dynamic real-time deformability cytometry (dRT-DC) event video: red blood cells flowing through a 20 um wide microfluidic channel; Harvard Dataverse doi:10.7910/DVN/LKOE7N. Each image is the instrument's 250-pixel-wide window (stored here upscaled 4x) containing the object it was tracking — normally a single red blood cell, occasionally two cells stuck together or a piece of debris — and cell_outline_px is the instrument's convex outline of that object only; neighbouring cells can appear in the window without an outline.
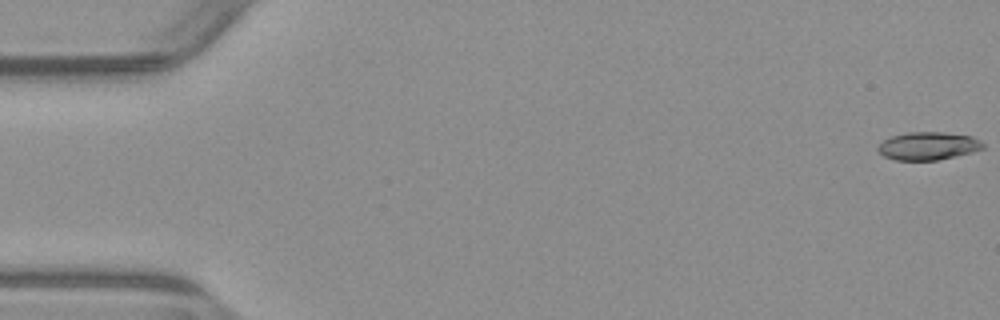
{"species": "common noctule bat (a hibernating species)", "species_latin": "Nyctalus noctula", "temperature_condition": "warm", "stored_images_in_passage": 54, "camera_frame_rate_fps": 3000, "um_per_image_px": 0.085, "animal": {"sex": "male", "body_mass_g": 23.1, "forearm_length_mm": 52.7}, "frame": {"image": 1, "passage_image": 1, "time_ms": 0.0, "image_size_px": [1000, 320], "cell_outline_px": [[984, 148], [972, 152], [956, 156], [936, 160], [896, 160], [884, 156], [876, 148], [884, 140], [892, 136], [908, 132], [944, 132], [972, 136], [980, 140], [984, 144]], "centroid_in_image_um": [78.91, 12.4], "position_along_channel_um": 6.1, "area_um2": 17.05}}
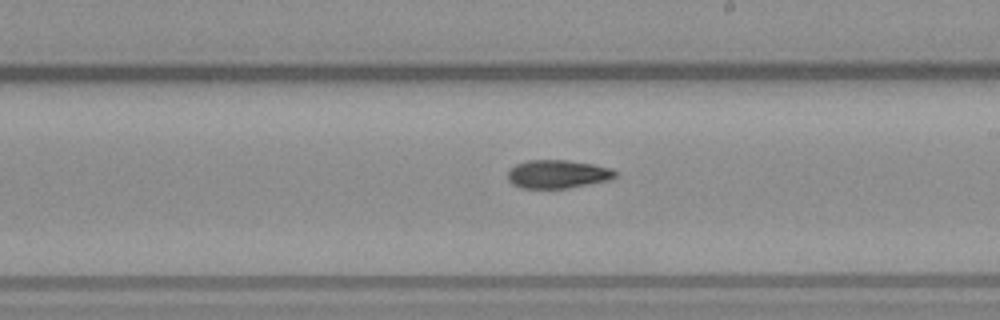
{"frame": {"image": 2, "passage_image": 31, "time_ms": 10.0, "image_size_px": [1000, 320], "cell_outline_px": [[616, 176], [612, 180], [568, 188], [520, 188], [512, 184], [508, 180], [508, 172], [516, 164], [528, 160], [568, 160], [592, 164], [612, 168], [616, 172]], "centroid_in_image_um": [47.42, 14.8], "position_along_channel_um": 241.6, "area_um2": 17.86}}
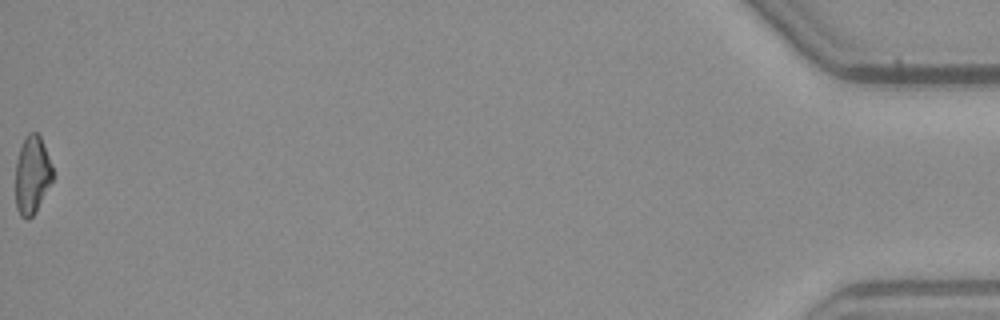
{"frame": {"image": 3, "passage_image": 54, "time_ms": 17.667, "image_size_px": [1000, 320], "cell_outline_px": [[52, 180], [36, 212], [28, 220], [20, 216], [16, 208], [16, 160], [24, 136], [28, 132], [36, 132], [40, 136], [52, 164]], "centroid_in_image_um": [2.72, 14.87], "position_along_channel_um": 432.5, "area_um2": 16.94}, "authors_computed_cell_mechanics": {"area_um2": 17.6579, "velocity_mm_per_s": 3.9157, "shape_relaxation_time_tau1_ms": 10.638, "shape_relaxation_time_tau2_ms": null, "deformation_change_tau1": 0.2628, "deformation_change_tau2": null}}